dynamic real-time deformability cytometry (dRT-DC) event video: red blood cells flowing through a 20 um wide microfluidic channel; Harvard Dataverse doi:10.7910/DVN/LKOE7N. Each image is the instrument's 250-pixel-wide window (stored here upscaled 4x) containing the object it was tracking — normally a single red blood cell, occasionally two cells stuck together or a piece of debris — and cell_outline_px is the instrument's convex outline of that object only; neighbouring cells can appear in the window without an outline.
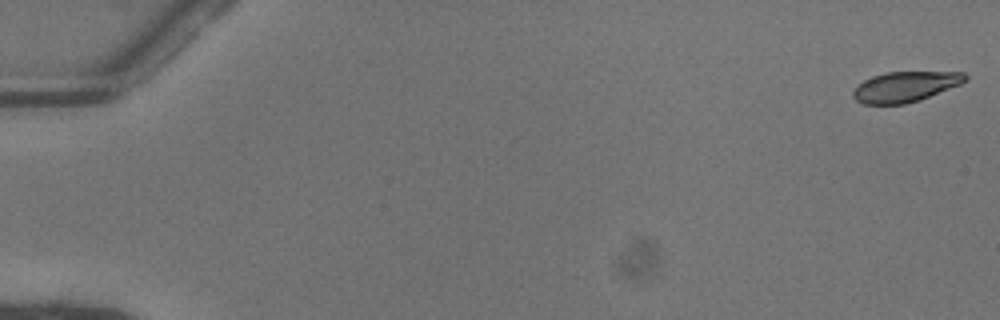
{"species": "common noctule bat (a hibernating species)", "species_latin": "Nyctalus noctula", "temperature_condition": "warm", "stored_images_in_passage": 33, "camera_frame_rate_fps": 3000, "um_per_image_px": 0.085, "animal": {"sex": "female"}, "frame": {"image": 1, "passage_image": 1, "time_ms": 0.0, "image_size_px": [1000, 320], "cell_outline_px": [[968, 80], [960, 84], [920, 100], [904, 104], [864, 104], [856, 100], [852, 96], [852, 92], [864, 80], [872, 76], [884, 72], [964, 72], [968, 76]], "centroid_in_image_um": [76.95, 7.36], "position_along_channel_um": 8.0, "area_um2": 19.77}}
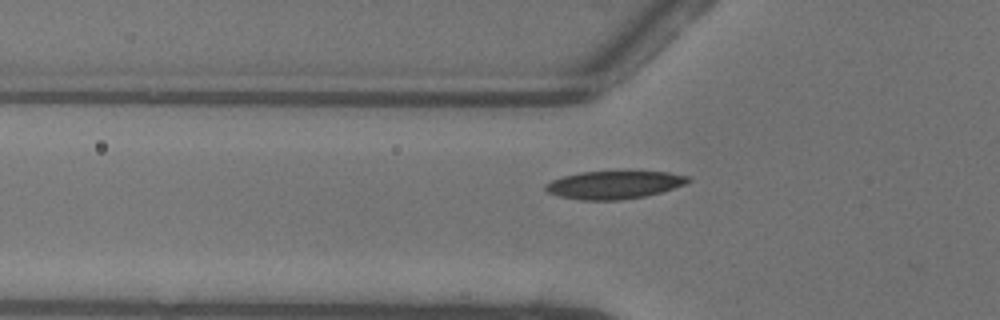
{"frame": {"image": 2, "passage_image": 19, "time_ms": 6.0, "image_size_px": [1000, 320], "cell_outline_px": [[692, 180], [684, 184], [660, 192], [644, 196], [620, 200], [580, 200], [560, 196], [548, 192], [544, 188], [544, 184], [552, 180], [564, 176], [580, 172], [668, 172], [688, 176]], "centroid_in_image_um": [52.17, 15.71], "position_along_channel_um": 73.6, "area_um2": 22.89}}
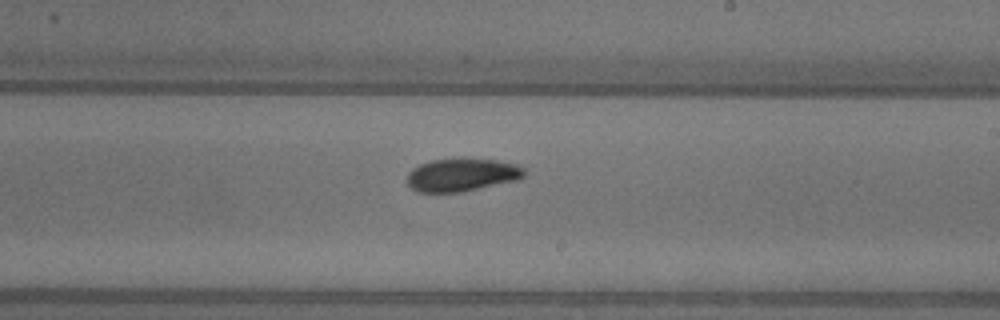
{"frame": {"image": 3, "passage_image": 32, "time_ms": 10.333, "image_size_px": [1000, 320], "cell_outline_px": [[524, 176], [520, 180], [464, 192], [416, 192], [408, 184], [408, 172], [412, 168], [420, 164], [432, 160], [464, 156], [496, 160], [516, 164], [524, 168]], "centroid_in_image_um": [39.29, 14.84], "position_along_channel_um": 249.7, "area_um2": 23.24}}